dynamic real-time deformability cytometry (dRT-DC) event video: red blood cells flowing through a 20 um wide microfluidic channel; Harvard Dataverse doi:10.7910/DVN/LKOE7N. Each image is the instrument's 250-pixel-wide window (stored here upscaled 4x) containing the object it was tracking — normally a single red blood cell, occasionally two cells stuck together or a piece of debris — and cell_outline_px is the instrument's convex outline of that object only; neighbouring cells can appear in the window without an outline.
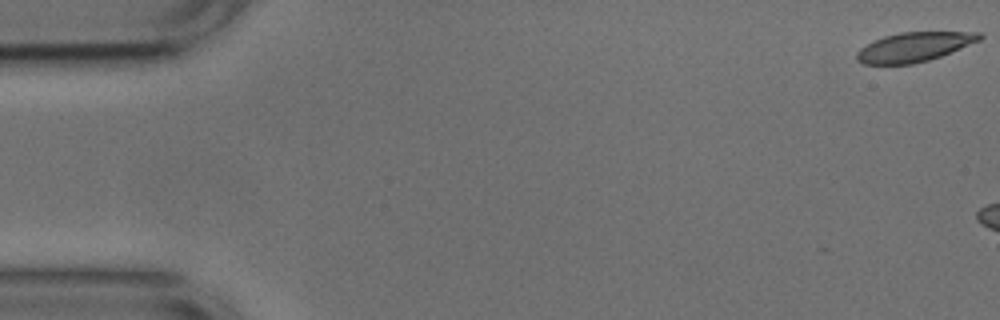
{"species": "common noctule bat (a hibernating species)", "species_latin": "Nyctalus noctula", "temperature_condition": "cold", "stored_images_in_passage": 10, "camera_frame_rate_fps": 3000, "um_per_image_px": 0.085, "animal": {"sex": "male", "body_mass_g": 17.9, "forearm_length_mm": 54.2}, "frame": {"image": 1, "passage_image": 1, "time_ms": 0.0, "image_size_px": [1000, 320], "cell_outline_px": [[984, 36], [980, 40], [940, 56], [928, 60], [912, 64], [864, 64], [856, 60], [856, 52], [860, 48], [884, 36], [900, 32], [980, 32]], "centroid_in_image_um": [77.69, 3.99], "position_along_channel_um": 7.3, "area_um2": 20.81}}